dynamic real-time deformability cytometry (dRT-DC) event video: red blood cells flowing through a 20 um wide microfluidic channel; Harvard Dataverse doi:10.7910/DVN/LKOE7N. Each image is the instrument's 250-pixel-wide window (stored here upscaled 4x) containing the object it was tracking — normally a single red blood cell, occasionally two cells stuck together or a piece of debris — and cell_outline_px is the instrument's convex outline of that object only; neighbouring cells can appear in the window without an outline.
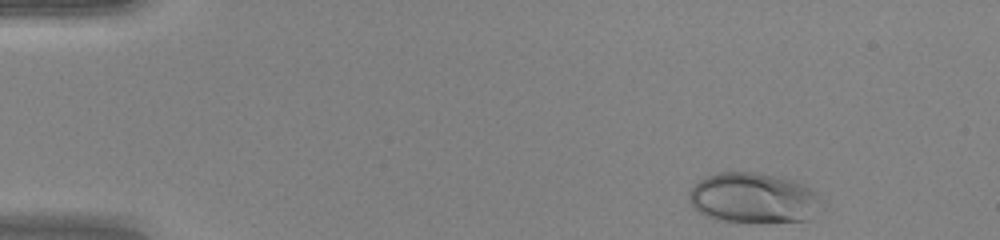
{"species": "human", "species_latin": "Homo sapiens", "temperature_condition": "warm", "stored_images_in_passage": 44, "camera_frame_rate_fps": 3000, "um_per_image_px": 0.085, "donor": {"sex": "female"}, "frame": {"image": 1, "passage_image": 1, "time_ms": 0.0, "image_size_px": [1000, 240], "cell_outline_px": [[824, 204], [808, 220], [760, 224], [716, 220], [692, 208], [688, 200], [688, 192], [700, 180], [708, 176], [720, 172], [752, 172], [776, 176], [792, 180], [804, 184], [812, 188], [820, 196]], "centroid_in_image_um": [64.08, 16.87], "position_along_channel_um": 20.9, "area_um2": 39.65}}
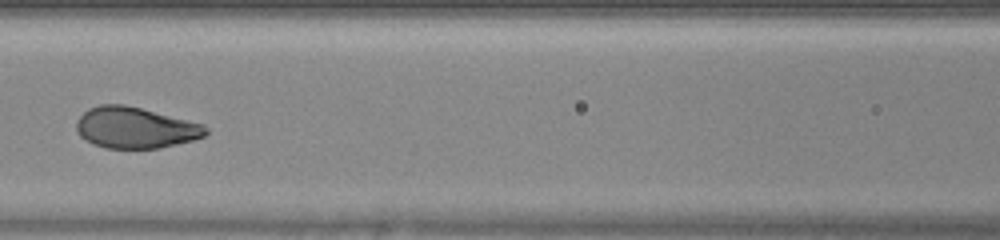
{"frame": {"image": 2, "passage_image": 18, "time_ms": 5.667, "image_size_px": [1000, 240], "cell_outline_px": [[208, 132], [204, 136], [192, 140], [160, 148], [104, 148], [92, 144], [84, 140], [76, 132], [76, 120], [88, 108], [100, 104], [124, 104], [204, 124], [208, 128]], "centroid_in_image_um": [11.46, 10.86], "position_along_channel_um": 155.1, "area_um2": 31.1}}
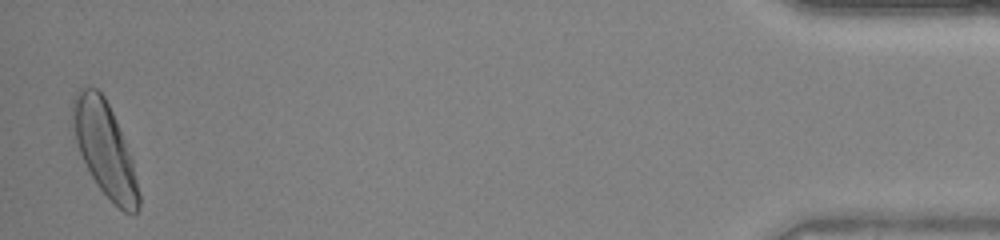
{"frame": {"image": 3, "passage_image": 43, "time_ms": 14.0, "image_size_px": [1000, 240], "cell_outline_px": [[140, 204], [136, 212], [124, 212], [96, 184], [80, 152], [68, 124], [72, 100], [76, 92], [80, 88], [96, 88], [104, 96], [116, 120], [132, 160], [140, 196]], "centroid_in_image_um": [8.84, 12.59], "position_along_channel_um": 426.4, "area_um2": 35.89}, "authors_computed_cell_mechanics": {"area_um2": 32.1079, "velocity_mm_per_s": 4.2463, "shape_relaxation_time_tau1_ms": 3.4649, "shape_relaxation_time_tau2_ms": null, "deformation_change_tau1": 0.2032, "deformation_change_tau2": null}}